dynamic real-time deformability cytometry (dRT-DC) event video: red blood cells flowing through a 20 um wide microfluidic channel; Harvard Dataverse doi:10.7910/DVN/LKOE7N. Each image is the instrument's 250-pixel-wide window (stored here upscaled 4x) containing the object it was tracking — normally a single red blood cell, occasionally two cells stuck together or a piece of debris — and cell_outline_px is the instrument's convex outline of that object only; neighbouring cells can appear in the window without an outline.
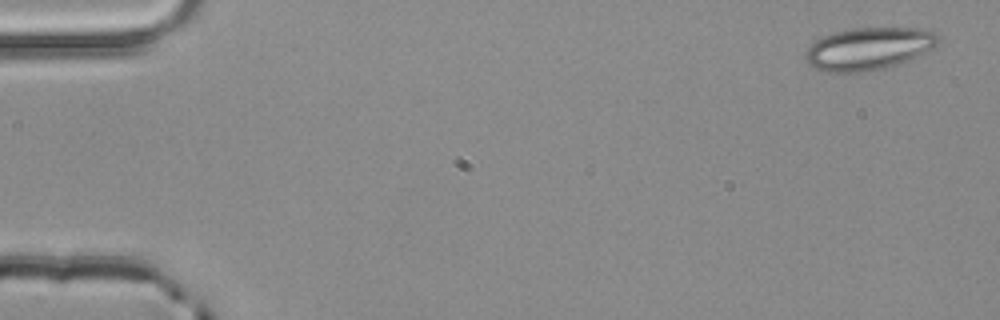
{"species": "common noctule bat (a hibernating species)", "species_latin": "Nyctalus noctula", "temperature_condition": "room temperature", "stored_images_in_passage": 4, "camera_frame_rate_fps": 3000, "um_per_image_px": 0.085, "animal": {"sex": "male", "body_mass_g": 20.4}, "frame": {"image": 1, "passage_image": 1, "time_ms": 0.0, "image_size_px": [1000, 320], "cell_outline_px": [[940, 40], [932, 48], [908, 60], [884, 68], [868, 72], [828, 72], [812, 68], [804, 60], [804, 56], [808, 48], [816, 40], [824, 36], [836, 32], [852, 28], [920, 28], [936, 32], [940, 36]], "centroid_in_image_um": [73.82, 4.14], "position_along_channel_um": 11.2, "area_um2": 32.83}}